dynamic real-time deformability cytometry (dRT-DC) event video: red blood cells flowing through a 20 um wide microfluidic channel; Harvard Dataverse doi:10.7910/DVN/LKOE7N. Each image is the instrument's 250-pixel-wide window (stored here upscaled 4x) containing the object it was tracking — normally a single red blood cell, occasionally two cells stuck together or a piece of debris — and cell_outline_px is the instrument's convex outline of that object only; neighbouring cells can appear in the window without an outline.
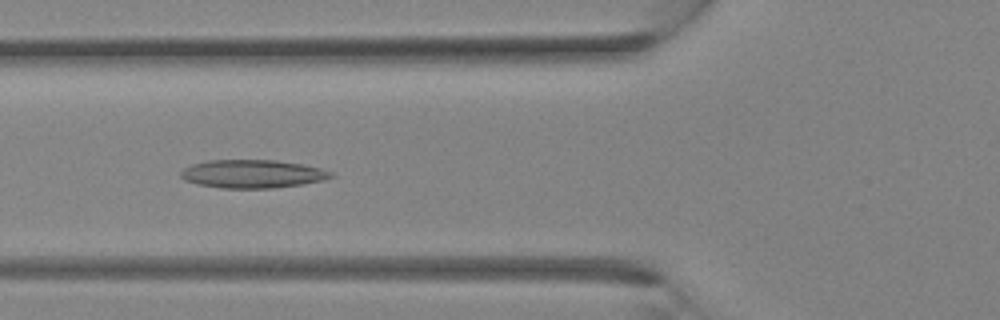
{"species": "Egyptian fruit bat (a non-hibernating species)", "species_latin": "Rousettus aegyptiacus", "temperature_condition": "room temperature", "stored_images_in_passage": 34, "camera_frame_rate_fps": 3000, "um_per_image_px": 0.085, "animal": {"sex": "female"}, "frame": {"image": 1, "passage_image": 13, "time_ms": 4.0, "image_size_px": [1000, 320], "cell_outline_px": [[332, 176], [324, 180], [300, 184], [272, 188], [224, 188], [196, 184], [184, 180], [180, 176], [180, 172], [184, 168], [192, 164], [208, 160], [276, 160], [304, 164], [320, 168], [332, 172]], "centroid_in_image_um": [21.43, 14.77], "position_along_channel_um": 104.4, "area_um2": 24.68}}
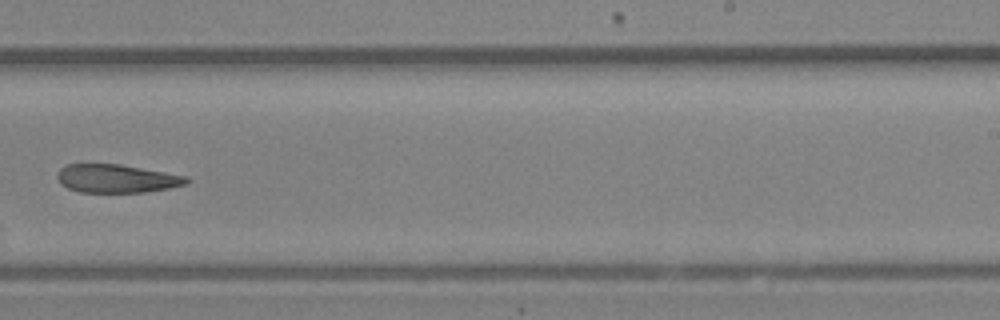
{"frame": {"image": 2, "passage_image": 22, "time_ms": 7.0, "image_size_px": [1000, 320], "cell_outline_px": [[188, 184], [168, 188], [144, 192], [80, 192], [68, 188], [60, 184], [56, 176], [60, 168], [68, 164], [120, 164], [188, 176]], "centroid_in_image_um": [9.9, 15.17], "position_along_channel_um": 279.1, "area_um2": 21.33}}
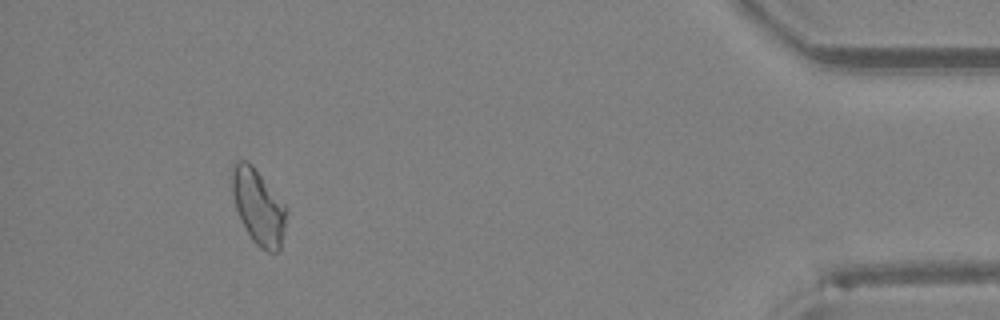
{"frame": {"image": 3, "passage_image": 32, "time_ms": 10.333, "image_size_px": [1000, 320], "cell_outline_px": [[284, 232], [280, 248], [276, 252], [268, 252], [260, 248], [252, 240], [240, 220], [236, 208], [232, 192], [232, 168], [236, 160], [248, 160], [252, 164], [284, 204]], "centroid_in_image_um": [21.92, 17.57], "position_along_channel_um": 413.3, "area_um2": 23.35}}